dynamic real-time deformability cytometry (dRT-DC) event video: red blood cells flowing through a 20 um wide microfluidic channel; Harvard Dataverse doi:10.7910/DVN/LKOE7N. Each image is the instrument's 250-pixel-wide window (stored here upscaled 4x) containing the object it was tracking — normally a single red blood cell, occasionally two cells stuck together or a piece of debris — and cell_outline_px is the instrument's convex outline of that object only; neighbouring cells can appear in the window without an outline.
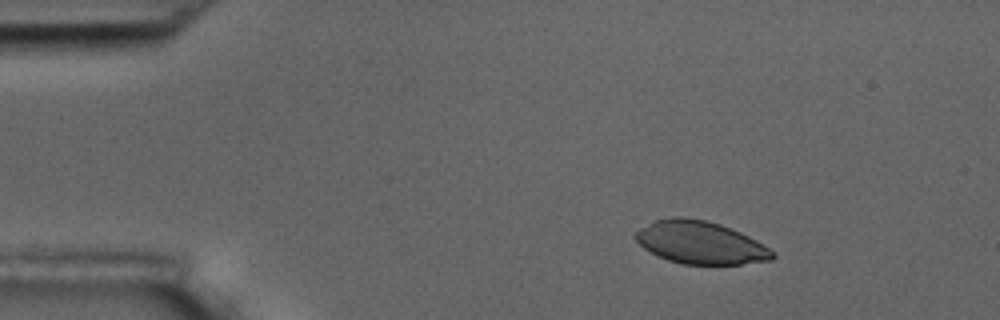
{"species": "common noctule bat (a hibernating species)", "species_latin": "Nyctalus noctula", "temperature_condition": "room temperature", "stored_images_in_passage": 3, "camera_frame_rate_fps": 3000, "um_per_image_px": 0.085, "animal": {"sex": "male", "body_mass_g": 17.5, "forearm_length_mm": 52.3}, "frame": {"image": 1, "passage_image": 1, "time_ms": 0.0, "image_size_px": [1000, 320], "cell_outline_px": [[776, 256], [772, 260], [740, 264], [680, 264], [668, 260], [644, 248], [632, 236], [640, 228], [656, 220], [668, 216], [680, 216], [708, 220], [720, 224], [740, 232], [764, 244], [776, 252]], "centroid_in_image_um": [59.55, 20.61], "position_along_channel_um": 25.4, "area_um2": 34.22}}